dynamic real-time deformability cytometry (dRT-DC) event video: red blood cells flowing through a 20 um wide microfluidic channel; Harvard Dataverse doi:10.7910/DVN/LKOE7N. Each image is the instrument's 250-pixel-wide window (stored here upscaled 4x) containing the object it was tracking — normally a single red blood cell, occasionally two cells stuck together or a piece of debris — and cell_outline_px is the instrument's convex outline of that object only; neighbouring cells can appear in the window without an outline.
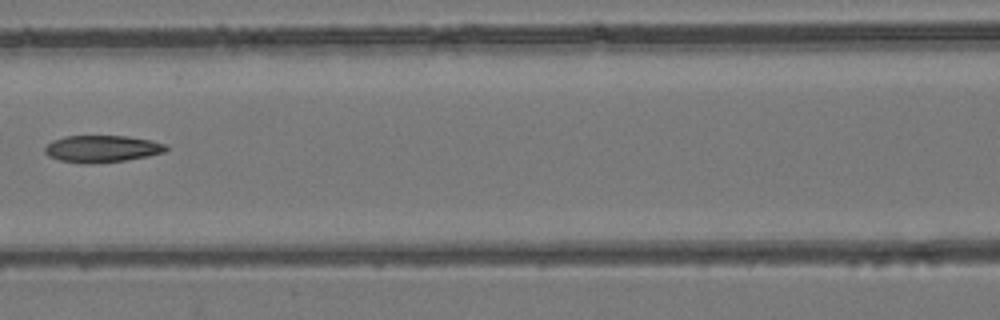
{"species": "common noctule bat (a hibernating species)", "species_latin": "Nyctalus noctula", "temperature_condition": "room temperature", "stored_images_in_passage": 9, "camera_frame_rate_fps": 3000, "um_per_image_px": 0.085, "animal": {"sex": "female", "body_mass_g": 24.6, "forearm_length_mm": 56.2}, "frame": {"image": 1, "passage_image": 8, "time_ms": 8.0, "image_size_px": [1000, 320], "cell_outline_px": [[168, 148], [164, 152], [148, 156], [124, 160], [92, 164], [84, 164], [60, 160], [48, 156], [44, 152], [44, 148], [52, 140], [64, 136], [128, 136], [152, 140], [168, 144]], "centroid_in_image_um": [8.67, 12.64], "position_along_channel_um": 157.9, "area_um2": 19.19}}
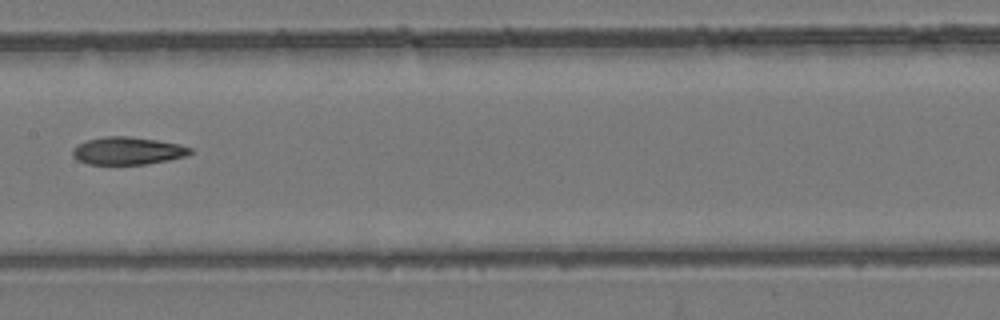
{"frame": {"image": 2, "passage_image": 9, "time_ms": 9.0, "image_size_px": [1000, 320], "cell_outline_px": [[192, 152], [184, 156], [168, 160], [144, 164], [88, 164], [76, 160], [72, 156], [72, 148], [76, 144], [88, 140], [104, 136], [128, 136], [156, 140], [180, 144], [192, 148]], "centroid_in_image_um": [10.8, 12.81], "position_along_channel_um": 196.6, "area_um2": 18.96}}